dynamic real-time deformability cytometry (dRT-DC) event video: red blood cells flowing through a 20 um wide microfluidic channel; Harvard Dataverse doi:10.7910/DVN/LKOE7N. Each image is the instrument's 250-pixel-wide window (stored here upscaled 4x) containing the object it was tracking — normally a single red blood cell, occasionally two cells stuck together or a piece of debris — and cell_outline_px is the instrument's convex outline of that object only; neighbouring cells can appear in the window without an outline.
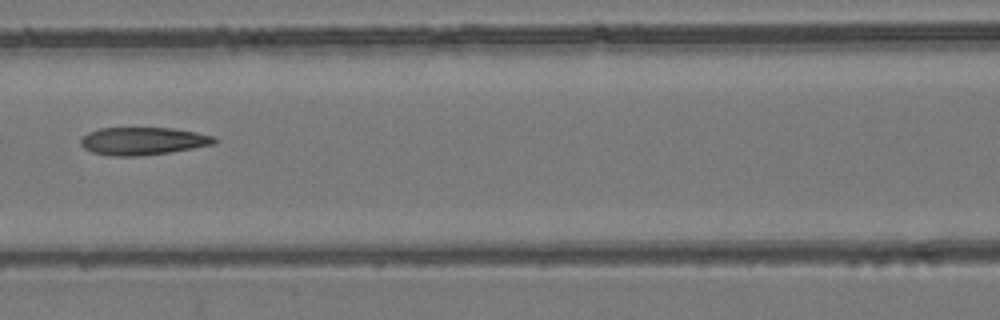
{"species": "common noctule bat (a hibernating species)", "species_latin": "Nyctalus noctula", "temperature_condition": "room temperature", "stored_images_in_passage": 7, "camera_frame_rate_fps": 3000, "um_per_image_px": 0.085, "animal": {"sex": "female", "body_mass_g": 24.6, "forearm_length_mm": 56.2}, "frame": {"image": 1, "passage_image": 6, "time_ms": 7.0, "image_size_px": [1000, 320], "cell_outline_px": [[216, 144], [144, 156], [112, 156], [92, 152], [84, 148], [80, 144], [80, 140], [88, 132], [100, 128], [172, 128], [196, 132], [216, 136]], "centroid_in_image_um": [12.15, 11.99], "position_along_channel_um": 154.4, "area_um2": 21.62}}
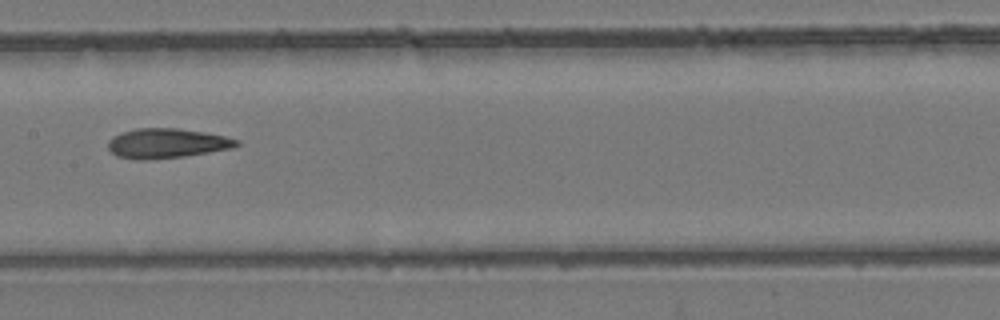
{"frame": {"image": 2, "passage_image": 7, "time_ms": 8.0, "image_size_px": [1000, 320], "cell_outline_px": [[240, 144], [236, 148], [184, 156], [148, 160], [140, 160], [116, 156], [108, 148], [108, 140], [112, 136], [120, 132], [136, 128], [176, 128], [204, 132], [224, 136], [240, 140]], "centroid_in_image_um": [14.18, 12.18], "position_along_channel_um": 193.2, "area_um2": 22.48}}